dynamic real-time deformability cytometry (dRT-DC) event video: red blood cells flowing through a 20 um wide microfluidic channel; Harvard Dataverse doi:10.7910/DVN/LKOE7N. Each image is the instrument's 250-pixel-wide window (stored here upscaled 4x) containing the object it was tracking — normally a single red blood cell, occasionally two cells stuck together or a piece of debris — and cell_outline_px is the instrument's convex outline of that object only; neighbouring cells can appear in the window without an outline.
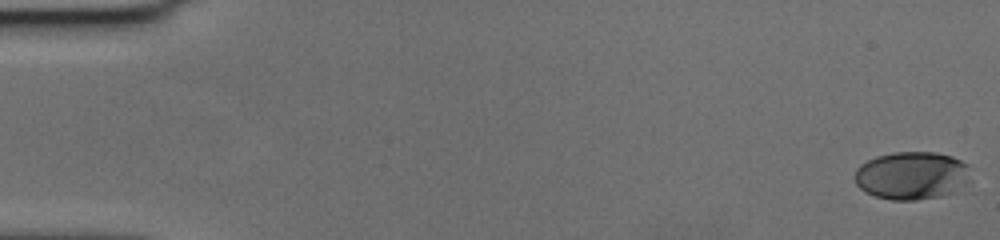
{"species": "human", "species_latin": "Homo sapiens", "temperature_condition": "cold", "stored_images_in_passage": 59, "camera_frame_rate_fps": 3000, "um_per_image_px": 0.085, "donor": {"sex": "female"}, "frame": {"image": 1, "passage_image": 1, "time_ms": 0.0, "image_size_px": [1000, 240], "cell_outline_px": [[968, 180], [956, 192], [944, 196], [916, 200], [892, 200], [876, 196], [864, 192], [856, 184], [856, 168], [860, 164], [876, 156], [892, 152], [936, 152], [952, 156], [968, 164]], "centroid_in_image_um": [77.5, 14.92], "position_along_channel_um": 7.5, "area_um2": 32.54}}
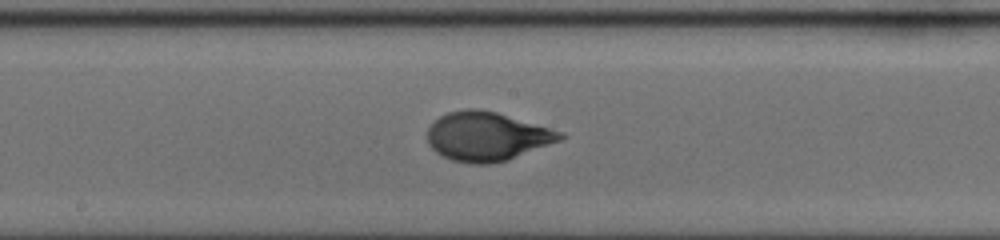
{"frame": {"image": 2, "passage_image": 32, "time_ms": 10.333, "image_size_px": [1000, 240], "cell_outline_px": [[564, 136], [560, 140], [508, 160], [492, 164], [472, 164], [452, 160], [436, 152], [428, 144], [428, 128], [440, 116], [448, 112], [468, 108], [480, 108], [496, 112], [564, 132]], "centroid_in_image_um": [41.38, 11.59], "position_along_channel_um": 206.8, "area_um2": 37.69}}
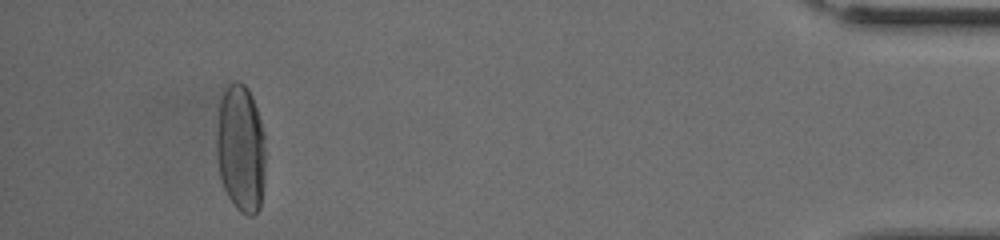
{"frame": {"image": 3, "passage_image": 55, "time_ms": 18.0, "image_size_px": [1000, 240], "cell_outline_px": [[264, 180], [260, 208], [252, 216], [248, 216], [240, 212], [232, 204], [224, 188], [220, 176], [216, 156], [216, 128], [220, 100], [224, 88], [228, 84], [236, 80], [240, 80], [248, 88], [252, 96], [260, 120], [264, 136]], "centroid_in_image_um": [20.44, 12.6], "position_along_channel_um": 414.8, "area_um2": 36.88}, "authors_computed_cell_mechanics": {"area_um2": 36.125, "velocity_mm_per_s": 3.5672, "shape_relaxation_time_tau1_ms": 4.4708, "shape_relaxation_time_tau2_ms": null, "deformation_change_tau1": 0.2155, "deformation_change_tau2": null}}